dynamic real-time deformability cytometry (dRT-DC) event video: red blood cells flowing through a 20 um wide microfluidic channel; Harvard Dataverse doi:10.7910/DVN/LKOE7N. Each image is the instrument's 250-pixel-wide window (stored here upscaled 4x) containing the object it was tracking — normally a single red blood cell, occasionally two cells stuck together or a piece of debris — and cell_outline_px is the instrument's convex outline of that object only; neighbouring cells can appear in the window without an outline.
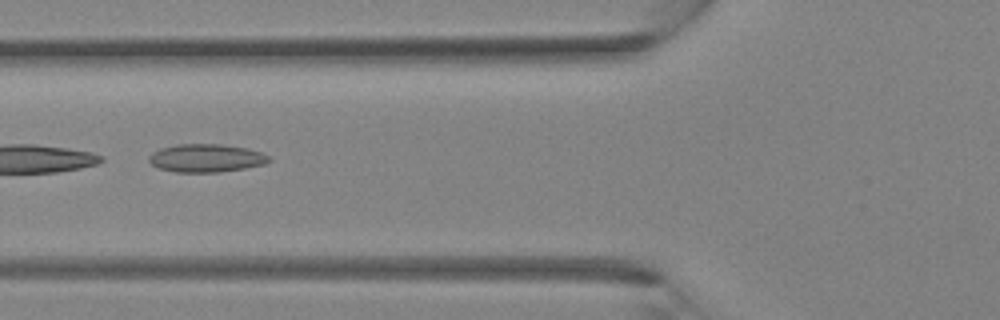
{"species": "Egyptian fruit bat (a non-hibernating species)", "species_latin": "Rousettus aegyptiacus", "temperature_condition": "room temperature", "stored_images_in_passage": 19, "camera_frame_rate_fps": 3000, "um_per_image_px": 0.085, "animal": {"sex": "female"}, "frame": {"image": 1, "passage_image": 14, "time_ms": 4.333, "image_size_px": [1000, 320], "cell_outline_px": [[272, 160], [264, 164], [244, 168], [220, 172], [176, 172], [156, 168], [148, 160], [148, 156], [152, 152], [160, 148], [176, 144], [220, 144], [248, 148], [260, 152], [268, 156]], "centroid_in_image_um": [17.48, 13.43], "position_along_channel_um": 108.3, "area_um2": 19.77}}
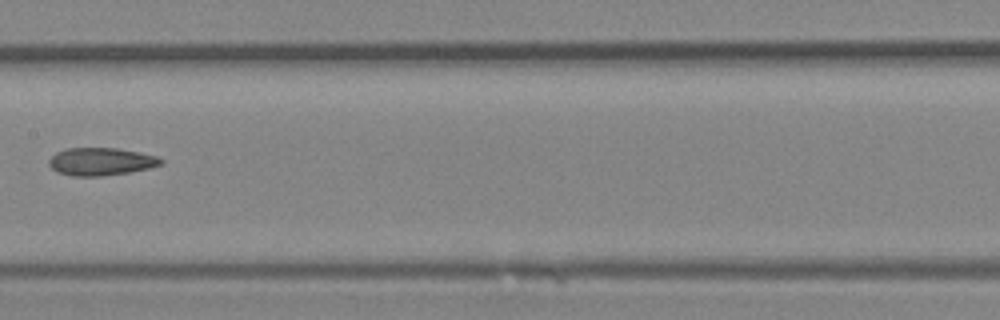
{"frame": {"image": 2, "passage_image": 19, "time_ms": 6.0, "image_size_px": [1000, 320], "cell_outline_px": [[164, 164], [148, 168], [128, 172], [100, 176], [72, 176], [56, 172], [48, 164], [48, 160], [56, 152], [68, 148], [116, 148], [140, 152], [156, 156], [164, 160]], "centroid_in_image_um": [8.57, 13.73], "position_along_channel_um": 198.8, "area_um2": 18.09}}